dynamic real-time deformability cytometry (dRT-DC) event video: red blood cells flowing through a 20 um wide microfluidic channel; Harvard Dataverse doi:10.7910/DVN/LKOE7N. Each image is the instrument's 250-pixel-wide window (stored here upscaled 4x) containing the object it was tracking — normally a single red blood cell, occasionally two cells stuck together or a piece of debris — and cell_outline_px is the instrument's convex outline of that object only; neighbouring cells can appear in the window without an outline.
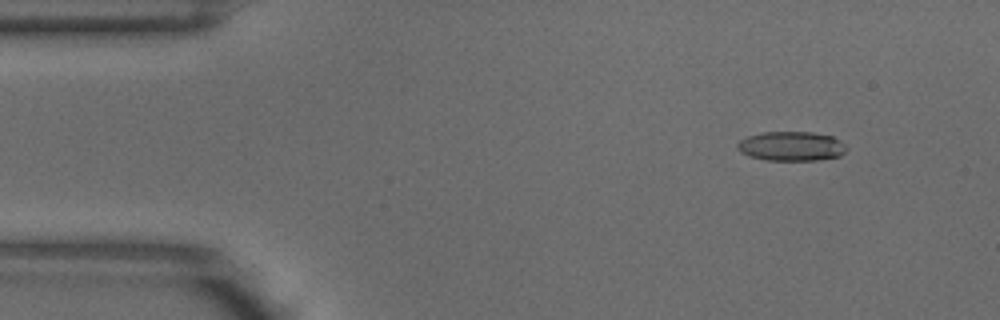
{"species": "common noctule bat (a hibernating species)", "species_latin": "Nyctalus noctula", "temperature_condition": "warm", "stored_images_in_passage": 4, "camera_frame_rate_fps": 3000, "um_per_image_px": 0.085, "animal": {"sex": "male", "body_mass_g": 18.8}, "frame": {"image": 1, "passage_image": 2, "time_ms": 0.333, "image_size_px": [1000, 320], "cell_outline_px": [[848, 148], [840, 156], [816, 160], [764, 160], [748, 156], [740, 152], [736, 148], [736, 144], [740, 140], [748, 136], [760, 132], [812, 132], [832, 136], [840, 140]], "centroid_in_image_um": [67.23, 12.42], "position_along_channel_um": 17.8, "area_um2": 18.84}}